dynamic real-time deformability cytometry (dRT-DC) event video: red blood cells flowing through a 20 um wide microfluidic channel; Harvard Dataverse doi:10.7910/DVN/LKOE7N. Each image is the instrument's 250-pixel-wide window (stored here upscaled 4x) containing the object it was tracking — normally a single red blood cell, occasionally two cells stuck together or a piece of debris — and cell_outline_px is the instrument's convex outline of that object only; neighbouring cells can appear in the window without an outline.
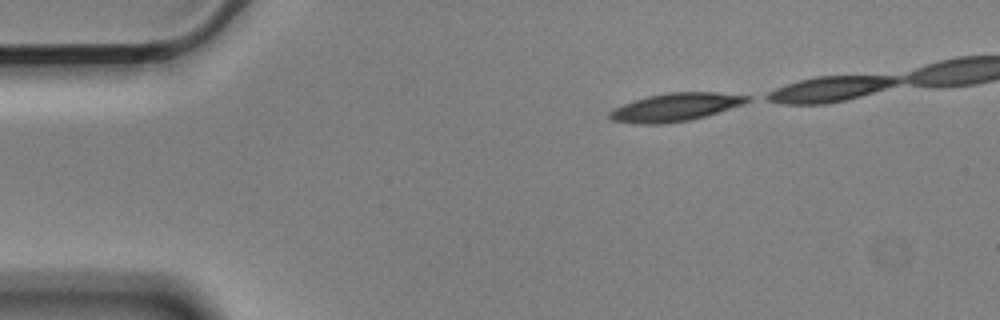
{"species": "Egyptian fruit bat (a non-hibernating species)", "species_latin": "Rousettus aegyptiacus", "temperature_condition": "cold", "stored_images_in_passage": 4, "camera_frame_rate_fps": 3000, "um_per_image_px": 0.085, "animal": {"sex": "male"}, "frame": {"image": 1, "passage_image": 1, "time_ms": 0.0, "image_size_px": [1000, 320], "cell_outline_px": [[752, 100], [744, 104], [704, 116], [688, 120], [660, 124], [632, 124], [612, 120], [604, 116], [612, 108], [648, 96], [668, 92], [716, 92], [752, 96]], "centroid_in_image_um": [57.37, 9.11], "position_along_channel_um": 27.6, "area_um2": 22.6}}